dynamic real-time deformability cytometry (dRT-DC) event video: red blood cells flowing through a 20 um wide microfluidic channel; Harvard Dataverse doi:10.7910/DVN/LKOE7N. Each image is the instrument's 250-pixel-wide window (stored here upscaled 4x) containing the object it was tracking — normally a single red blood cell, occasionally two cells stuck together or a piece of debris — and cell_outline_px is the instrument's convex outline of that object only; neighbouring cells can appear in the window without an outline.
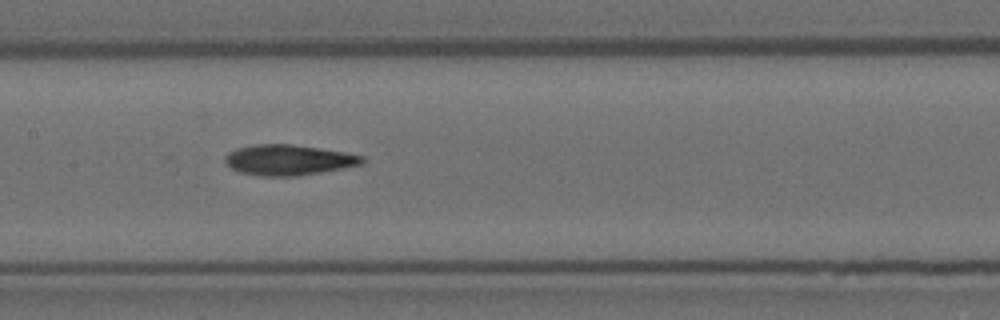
{"species": "Egyptian fruit bat (a non-hibernating species)", "species_latin": "Rousettus aegyptiacus", "temperature_condition": "room temperature", "stored_images_in_passage": 9, "camera_frame_rate_fps": 3000, "um_per_image_px": 0.085, "animal": {"sex": "female"}, "frame": {"image": 1, "passage_image": 6, "time_ms": 1.667, "image_size_px": [1000, 320], "cell_outline_px": [[364, 160], [360, 164], [344, 168], [296, 176], [260, 176], [240, 172], [232, 168], [224, 160], [228, 152], [236, 148], [252, 144], [292, 144], [320, 148], [344, 152], [364, 156]], "centroid_in_image_um": [24.5, 13.59], "position_along_channel_um": 182.9, "area_um2": 24.28}}
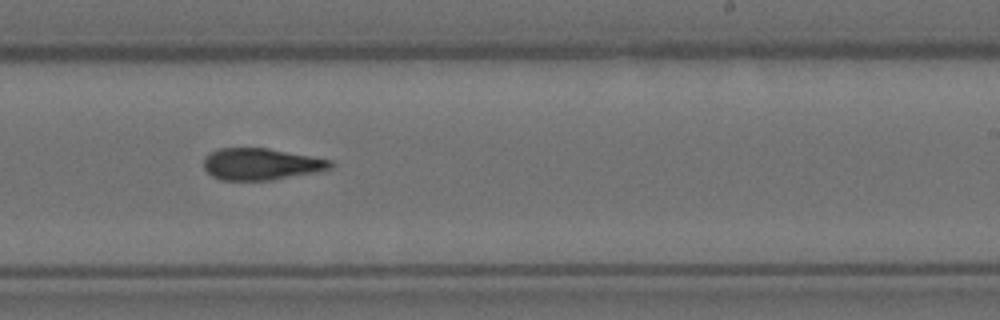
{"frame": {"image": 2, "passage_image": 8, "time_ms": 2.333, "image_size_px": [1000, 320], "cell_outline_px": [[332, 168], [316, 172], [272, 180], [220, 180], [212, 176], [204, 168], [204, 156], [220, 148], [268, 148], [332, 160]], "centroid_in_image_um": [22.18, 13.95], "position_along_channel_um": 266.8, "area_um2": 23.35}}
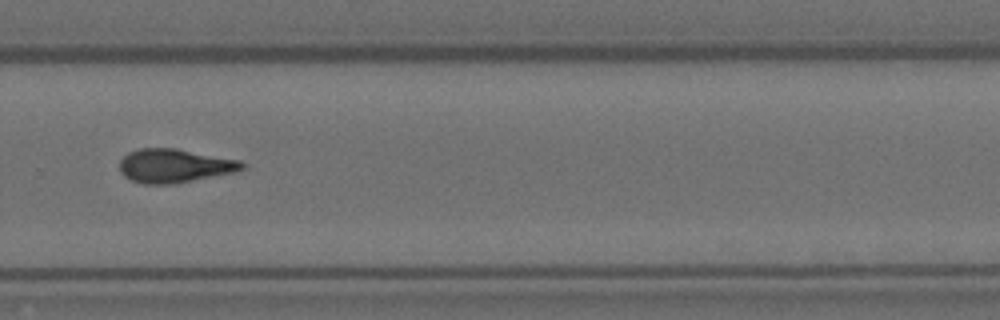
{"frame": {"image": 3, "passage_image": 9, "time_ms": 2.667, "image_size_px": [1000, 320], "cell_outline_px": [[244, 168], [236, 172], [172, 184], [144, 184], [132, 180], [124, 176], [120, 172], [120, 160], [128, 152], [140, 148], [176, 148], [240, 160], [244, 164]], "centroid_in_image_um": [14.82, 14.09], "position_along_channel_um": 315.0, "area_um2": 24.04}}